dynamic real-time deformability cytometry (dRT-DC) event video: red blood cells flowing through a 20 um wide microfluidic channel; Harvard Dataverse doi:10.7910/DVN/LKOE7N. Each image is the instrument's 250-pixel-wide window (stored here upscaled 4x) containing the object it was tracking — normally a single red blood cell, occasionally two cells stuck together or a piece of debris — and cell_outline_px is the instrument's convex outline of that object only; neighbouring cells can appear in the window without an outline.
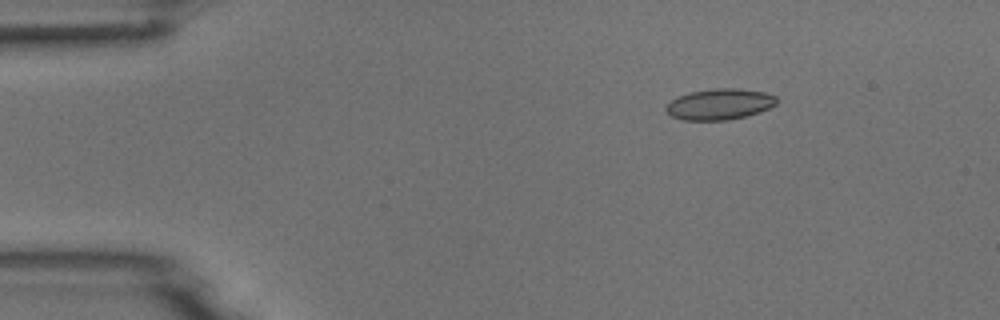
{"species": "common noctule bat (a hibernating species)", "species_latin": "Nyctalus noctula", "temperature_condition": "room temperature", "stored_images_in_passage": 2, "camera_frame_rate_fps": 3000, "um_per_image_px": 0.085, "animal": {"sex": "male", "body_mass_g": 18.8}, "frame": {"image": 1, "passage_image": 1, "time_ms": 0.0, "image_size_px": [1000, 320], "cell_outline_px": [[776, 104], [760, 112], [728, 120], [684, 120], [672, 116], [664, 112], [664, 108], [676, 96], [688, 92], [712, 88], [740, 88], [764, 92], [776, 96]], "centroid_in_image_um": [61.12, 8.84], "position_along_channel_um": 23.9, "area_um2": 20.11}}